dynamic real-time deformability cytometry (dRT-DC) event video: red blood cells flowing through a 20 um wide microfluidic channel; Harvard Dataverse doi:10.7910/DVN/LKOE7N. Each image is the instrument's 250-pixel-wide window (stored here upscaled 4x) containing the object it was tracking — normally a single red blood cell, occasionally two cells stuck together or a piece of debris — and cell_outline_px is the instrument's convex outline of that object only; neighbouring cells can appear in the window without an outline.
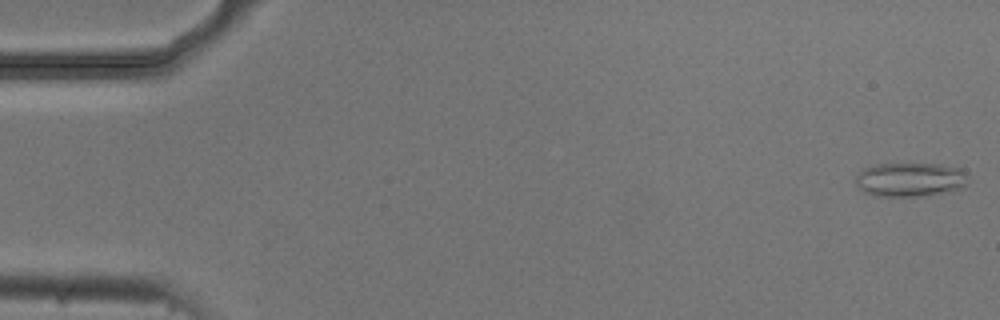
{"species": "common noctule bat (a hibernating species)", "species_latin": "Nyctalus noctula", "temperature_condition": "cold", "stored_images_in_passage": 6, "camera_frame_rate_fps": 3000, "um_per_image_px": 0.085, "animal": {"sex": "male", "body_mass_g": 20.5, "forearm_length_mm": 52.5}, "frame": {"image": 1, "passage_image": 1, "time_ms": 0.0, "image_size_px": [1000, 320], "cell_outline_px": [[968, 184], [960, 188], [924, 196], [872, 196], [864, 192], [856, 184], [856, 176], [864, 168], [876, 164], [940, 164], [960, 168], [964, 172]], "centroid_in_image_um": [77.33, 15.26], "position_along_channel_um": 7.7, "area_um2": 22.2}}